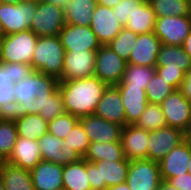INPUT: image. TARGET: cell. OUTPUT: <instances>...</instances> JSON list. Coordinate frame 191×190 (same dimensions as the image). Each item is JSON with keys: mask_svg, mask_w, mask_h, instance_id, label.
I'll use <instances>...</instances> for the list:
<instances>
[{"mask_svg": "<svg viewBox=\"0 0 191 190\" xmlns=\"http://www.w3.org/2000/svg\"><path fill=\"white\" fill-rule=\"evenodd\" d=\"M156 72L155 67L127 64L125 73L117 85H130V87L146 89Z\"/></svg>", "mask_w": 191, "mask_h": 190, "instance_id": "836d02e7", "label": "cell"}, {"mask_svg": "<svg viewBox=\"0 0 191 190\" xmlns=\"http://www.w3.org/2000/svg\"><path fill=\"white\" fill-rule=\"evenodd\" d=\"M25 0H0L1 3H5V4H19L21 2H23Z\"/></svg>", "mask_w": 191, "mask_h": 190, "instance_id": "816d5d0a", "label": "cell"}, {"mask_svg": "<svg viewBox=\"0 0 191 190\" xmlns=\"http://www.w3.org/2000/svg\"><path fill=\"white\" fill-rule=\"evenodd\" d=\"M172 186L179 190H191V174H183L167 180Z\"/></svg>", "mask_w": 191, "mask_h": 190, "instance_id": "7bdbcfd3", "label": "cell"}, {"mask_svg": "<svg viewBox=\"0 0 191 190\" xmlns=\"http://www.w3.org/2000/svg\"><path fill=\"white\" fill-rule=\"evenodd\" d=\"M18 132L10 115H0V161H6L11 155Z\"/></svg>", "mask_w": 191, "mask_h": 190, "instance_id": "d6a6232c", "label": "cell"}, {"mask_svg": "<svg viewBox=\"0 0 191 190\" xmlns=\"http://www.w3.org/2000/svg\"><path fill=\"white\" fill-rule=\"evenodd\" d=\"M156 73L162 78L168 81L175 89H179V86L184 78L183 70L166 69V67H155Z\"/></svg>", "mask_w": 191, "mask_h": 190, "instance_id": "b9f144b4", "label": "cell"}, {"mask_svg": "<svg viewBox=\"0 0 191 190\" xmlns=\"http://www.w3.org/2000/svg\"><path fill=\"white\" fill-rule=\"evenodd\" d=\"M89 144L90 140L78 122L64 139L62 148L74 159H81L84 157Z\"/></svg>", "mask_w": 191, "mask_h": 190, "instance_id": "e575fe53", "label": "cell"}, {"mask_svg": "<svg viewBox=\"0 0 191 190\" xmlns=\"http://www.w3.org/2000/svg\"><path fill=\"white\" fill-rule=\"evenodd\" d=\"M191 32V15L156 17L154 34L162 44L182 46Z\"/></svg>", "mask_w": 191, "mask_h": 190, "instance_id": "8fae6325", "label": "cell"}, {"mask_svg": "<svg viewBox=\"0 0 191 190\" xmlns=\"http://www.w3.org/2000/svg\"><path fill=\"white\" fill-rule=\"evenodd\" d=\"M130 161H86V173L92 190L107 188L126 182Z\"/></svg>", "mask_w": 191, "mask_h": 190, "instance_id": "5b68a950", "label": "cell"}, {"mask_svg": "<svg viewBox=\"0 0 191 190\" xmlns=\"http://www.w3.org/2000/svg\"><path fill=\"white\" fill-rule=\"evenodd\" d=\"M182 48L184 49L185 53L191 58V32L183 42Z\"/></svg>", "mask_w": 191, "mask_h": 190, "instance_id": "f6af8a7d", "label": "cell"}, {"mask_svg": "<svg viewBox=\"0 0 191 190\" xmlns=\"http://www.w3.org/2000/svg\"><path fill=\"white\" fill-rule=\"evenodd\" d=\"M178 90L191 102V68L187 72H184V78Z\"/></svg>", "mask_w": 191, "mask_h": 190, "instance_id": "ee69618b", "label": "cell"}, {"mask_svg": "<svg viewBox=\"0 0 191 190\" xmlns=\"http://www.w3.org/2000/svg\"><path fill=\"white\" fill-rule=\"evenodd\" d=\"M59 80L51 75L33 71L13 84L15 109L13 114H39L51 121L65 113Z\"/></svg>", "mask_w": 191, "mask_h": 190, "instance_id": "6da1fadb", "label": "cell"}, {"mask_svg": "<svg viewBox=\"0 0 191 190\" xmlns=\"http://www.w3.org/2000/svg\"><path fill=\"white\" fill-rule=\"evenodd\" d=\"M156 15L149 2H138L125 28L137 34L154 32Z\"/></svg>", "mask_w": 191, "mask_h": 190, "instance_id": "1f68e13d", "label": "cell"}, {"mask_svg": "<svg viewBox=\"0 0 191 190\" xmlns=\"http://www.w3.org/2000/svg\"><path fill=\"white\" fill-rule=\"evenodd\" d=\"M137 0H121L115 7L112 8L113 13L117 16L118 23L125 27L128 19L135 10V4L138 3Z\"/></svg>", "mask_w": 191, "mask_h": 190, "instance_id": "60d3db41", "label": "cell"}, {"mask_svg": "<svg viewBox=\"0 0 191 190\" xmlns=\"http://www.w3.org/2000/svg\"><path fill=\"white\" fill-rule=\"evenodd\" d=\"M138 34L123 27L119 34L107 44L119 57L128 62Z\"/></svg>", "mask_w": 191, "mask_h": 190, "instance_id": "74e56055", "label": "cell"}, {"mask_svg": "<svg viewBox=\"0 0 191 190\" xmlns=\"http://www.w3.org/2000/svg\"><path fill=\"white\" fill-rule=\"evenodd\" d=\"M134 125L148 132L166 127L167 123L161 105L148 103Z\"/></svg>", "mask_w": 191, "mask_h": 190, "instance_id": "8d00e7d4", "label": "cell"}, {"mask_svg": "<svg viewBox=\"0 0 191 190\" xmlns=\"http://www.w3.org/2000/svg\"><path fill=\"white\" fill-rule=\"evenodd\" d=\"M188 173L191 174V155H190V159L188 162Z\"/></svg>", "mask_w": 191, "mask_h": 190, "instance_id": "db71d44e", "label": "cell"}, {"mask_svg": "<svg viewBox=\"0 0 191 190\" xmlns=\"http://www.w3.org/2000/svg\"><path fill=\"white\" fill-rule=\"evenodd\" d=\"M115 87L119 90L125 107L126 125H134L148 105L146 92L143 88L130 87V85Z\"/></svg>", "mask_w": 191, "mask_h": 190, "instance_id": "cb8c5ba5", "label": "cell"}, {"mask_svg": "<svg viewBox=\"0 0 191 190\" xmlns=\"http://www.w3.org/2000/svg\"><path fill=\"white\" fill-rule=\"evenodd\" d=\"M63 144V139H59L48 132L44 134L38 140L42 160L57 163L61 166L71 163L74 158L62 148Z\"/></svg>", "mask_w": 191, "mask_h": 190, "instance_id": "4316f807", "label": "cell"}, {"mask_svg": "<svg viewBox=\"0 0 191 190\" xmlns=\"http://www.w3.org/2000/svg\"><path fill=\"white\" fill-rule=\"evenodd\" d=\"M41 160L38 141L18 136L13 151L5 162L31 171Z\"/></svg>", "mask_w": 191, "mask_h": 190, "instance_id": "603a6c76", "label": "cell"}, {"mask_svg": "<svg viewBox=\"0 0 191 190\" xmlns=\"http://www.w3.org/2000/svg\"><path fill=\"white\" fill-rule=\"evenodd\" d=\"M184 141L183 131L166 126L148 132L147 159L159 162L172 149Z\"/></svg>", "mask_w": 191, "mask_h": 190, "instance_id": "4fadbf2b", "label": "cell"}, {"mask_svg": "<svg viewBox=\"0 0 191 190\" xmlns=\"http://www.w3.org/2000/svg\"><path fill=\"white\" fill-rule=\"evenodd\" d=\"M137 1H140V2H149V0H137Z\"/></svg>", "mask_w": 191, "mask_h": 190, "instance_id": "9f6ffc18", "label": "cell"}, {"mask_svg": "<svg viewBox=\"0 0 191 190\" xmlns=\"http://www.w3.org/2000/svg\"><path fill=\"white\" fill-rule=\"evenodd\" d=\"M161 181L158 162L149 159L130 161L126 183L131 190H157Z\"/></svg>", "mask_w": 191, "mask_h": 190, "instance_id": "9c48e42d", "label": "cell"}, {"mask_svg": "<svg viewBox=\"0 0 191 190\" xmlns=\"http://www.w3.org/2000/svg\"><path fill=\"white\" fill-rule=\"evenodd\" d=\"M0 190H5V188H4V186H3L2 182H1V180H0Z\"/></svg>", "mask_w": 191, "mask_h": 190, "instance_id": "11a10c76", "label": "cell"}, {"mask_svg": "<svg viewBox=\"0 0 191 190\" xmlns=\"http://www.w3.org/2000/svg\"><path fill=\"white\" fill-rule=\"evenodd\" d=\"M43 1L52 3V4L56 5V6H59V7L64 9L69 0H43Z\"/></svg>", "mask_w": 191, "mask_h": 190, "instance_id": "681fc988", "label": "cell"}, {"mask_svg": "<svg viewBox=\"0 0 191 190\" xmlns=\"http://www.w3.org/2000/svg\"><path fill=\"white\" fill-rule=\"evenodd\" d=\"M90 142H114L120 141L123 126L93 115L79 118Z\"/></svg>", "mask_w": 191, "mask_h": 190, "instance_id": "2e32d148", "label": "cell"}, {"mask_svg": "<svg viewBox=\"0 0 191 190\" xmlns=\"http://www.w3.org/2000/svg\"><path fill=\"white\" fill-rule=\"evenodd\" d=\"M106 190H131V189L128 187L127 183L124 182L119 185L107 188Z\"/></svg>", "mask_w": 191, "mask_h": 190, "instance_id": "f907efd6", "label": "cell"}, {"mask_svg": "<svg viewBox=\"0 0 191 190\" xmlns=\"http://www.w3.org/2000/svg\"><path fill=\"white\" fill-rule=\"evenodd\" d=\"M184 141L191 146V123L183 131Z\"/></svg>", "mask_w": 191, "mask_h": 190, "instance_id": "c3c4849f", "label": "cell"}, {"mask_svg": "<svg viewBox=\"0 0 191 190\" xmlns=\"http://www.w3.org/2000/svg\"><path fill=\"white\" fill-rule=\"evenodd\" d=\"M36 5L37 0H25L16 5L0 2V20L6 35L29 30Z\"/></svg>", "mask_w": 191, "mask_h": 190, "instance_id": "52a82bcc", "label": "cell"}, {"mask_svg": "<svg viewBox=\"0 0 191 190\" xmlns=\"http://www.w3.org/2000/svg\"><path fill=\"white\" fill-rule=\"evenodd\" d=\"M108 85L96 76L59 81L66 113L82 118L93 115Z\"/></svg>", "mask_w": 191, "mask_h": 190, "instance_id": "7a4b0ae2", "label": "cell"}, {"mask_svg": "<svg viewBox=\"0 0 191 190\" xmlns=\"http://www.w3.org/2000/svg\"><path fill=\"white\" fill-rule=\"evenodd\" d=\"M156 17L191 15L187 0H149Z\"/></svg>", "mask_w": 191, "mask_h": 190, "instance_id": "d590c367", "label": "cell"}, {"mask_svg": "<svg viewBox=\"0 0 191 190\" xmlns=\"http://www.w3.org/2000/svg\"><path fill=\"white\" fill-rule=\"evenodd\" d=\"M94 115L123 127L126 125L125 107L120 92L115 86H108L104 91Z\"/></svg>", "mask_w": 191, "mask_h": 190, "instance_id": "ffe728a7", "label": "cell"}, {"mask_svg": "<svg viewBox=\"0 0 191 190\" xmlns=\"http://www.w3.org/2000/svg\"><path fill=\"white\" fill-rule=\"evenodd\" d=\"M97 50L66 51L59 81L82 79L94 75Z\"/></svg>", "mask_w": 191, "mask_h": 190, "instance_id": "7c38bea8", "label": "cell"}, {"mask_svg": "<svg viewBox=\"0 0 191 190\" xmlns=\"http://www.w3.org/2000/svg\"><path fill=\"white\" fill-rule=\"evenodd\" d=\"M32 72V66L28 64L0 62V115L14 113L13 84L22 81Z\"/></svg>", "mask_w": 191, "mask_h": 190, "instance_id": "8992f818", "label": "cell"}, {"mask_svg": "<svg viewBox=\"0 0 191 190\" xmlns=\"http://www.w3.org/2000/svg\"><path fill=\"white\" fill-rule=\"evenodd\" d=\"M156 67L187 72L191 68V58L185 53L182 46L162 44L157 55Z\"/></svg>", "mask_w": 191, "mask_h": 190, "instance_id": "f546056e", "label": "cell"}, {"mask_svg": "<svg viewBox=\"0 0 191 190\" xmlns=\"http://www.w3.org/2000/svg\"><path fill=\"white\" fill-rule=\"evenodd\" d=\"M190 155L191 146L185 141L172 149L158 162L162 180L187 174Z\"/></svg>", "mask_w": 191, "mask_h": 190, "instance_id": "44dd1931", "label": "cell"}, {"mask_svg": "<svg viewBox=\"0 0 191 190\" xmlns=\"http://www.w3.org/2000/svg\"><path fill=\"white\" fill-rule=\"evenodd\" d=\"M157 190H179L172 186L167 180H162Z\"/></svg>", "mask_w": 191, "mask_h": 190, "instance_id": "7dc6e473", "label": "cell"}, {"mask_svg": "<svg viewBox=\"0 0 191 190\" xmlns=\"http://www.w3.org/2000/svg\"><path fill=\"white\" fill-rule=\"evenodd\" d=\"M121 0H97L99 5L106 6L109 8L115 7Z\"/></svg>", "mask_w": 191, "mask_h": 190, "instance_id": "bcb514c9", "label": "cell"}, {"mask_svg": "<svg viewBox=\"0 0 191 190\" xmlns=\"http://www.w3.org/2000/svg\"><path fill=\"white\" fill-rule=\"evenodd\" d=\"M78 122V117L65 112L53 120L48 121V133L64 140Z\"/></svg>", "mask_w": 191, "mask_h": 190, "instance_id": "ab89813d", "label": "cell"}, {"mask_svg": "<svg viewBox=\"0 0 191 190\" xmlns=\"http://www.w3.org/2000/svg\"><path fill=\"white\" fill-rule=\"evenodd\" d=\"M90 28L101 45L110 43L123 28L117 21L112 8L97 5L93 11Z\"/></svg>", "mask_w": 191, "mask_h": 190, "instance_id": "e0dca14e", "label": "cell"}, {"mask_svg": "<svg viewBox=\"0 0 191 190\" xmlns=\"http://www.w3.org/2000/svg\"><path fill=\"white\" fill-rule=\"evenodd\" d=\"M58 36L65 51L98 50L101 47L90 26L65 23Z\"/></svg>", "mask_w": 191, "mask_h": 190, "instance_id": "9a60e30c", "label": "cell"}, {"mask_svg": "<svg viewBox=\"0 0 191 190\" xmlns=\"http://www.w3.org/2000/svg\"><path fill=\"white\" fill-rule=\"evenodd\" d=\"M18 136L39 140L48 132V121L39 114H11Z\"/></svg>", "mask_w": 191, "mask_h": 190, "instance_id": "d4e9b609", "label": "cell"}, {"mask_svg": "<svg viewBox=\"0 0 191 190\" xmlns=\"http://www.w3.org/2000/svg\"><path fill=\"white\" fill-rule=\"evenodd\" d=\"M187 2L189 3V5L191 6V0H187Z\"/></svg>", "mask_w": 191, "mask_h": 190, "instance_id": "6f0895ef", "label": "cell"}, {"mask_svg": "<svg viewBox=\"0 0 191 190\" xmlns=\"http://www.w3.org/2000/svg\"><path fill=\"white\" fill-rule=\"evenodd\" d=\"M65 23L63 8L43 0H37L30 30L38 37L58 36Z\"/></svg>", "mask_w": 191, "mask_h": 190, "instance_id": "ba28073f", "label": "cell"}, {"mask_svg": "<svg viewBox=\"0 0 191 190\" xmlns=\"http://www.w3.org/2000/svg\"><path fill=\"white\" fill-rule=\"evenodd\" d=\"M88 162L98 161H129L124 157L120 141L114 142H90L83 157Z\"/></svg>", "mask_w": 191, "mask_h": 190, "instance_id": "4dcf8cb0", "label": "cell"}, {"mask_svg": "<svg viewBox=\"0 0 191 190\" xmlns=\"http://www.w3.org/2000/svg\"><path fill=\"white\" fill-rule=\"evenodd\" d=\"M161 46L162 42L154 32L138 34L127 64L156 67Z\"/></svg>", "mask_w": 191, "mask_h": 190, "instance_id": "ac0fdd59", "label": "cell"}, {"mask_svg": "<svg viewBox=\"0 0 191 190\" xmlns=\"http://www.w3.org/2000/svg\"><path fill=\"white\" fill-rule=\"evenodd\" d=\"M174 90L175 88L168 81L155 72L152 80L146 86L145 92L148 103L160 105Z\"/></svg>", "mask_w": 191, "mask_h": 190, "instance_id": "f35d334b", "label": "cell"}, {"mask_svg": "<svg viewBox=\"0 0 191 190\" xmlns=\"http://www.w3.org/2000/svg\"><path fill=\"white\" fill-rule=\"evenodd\" d=\"M127 62L119 57L107 45H101L97 50L94 76L108 86H116L125 73Z\"/></svg>", "mask_w": 191, "mask_h": 190, "instance_id": "30bf717a", "label": "cell"}, {"mask_svg": "<svg viewBox=\"0 0 191 190\" xmlns=\"http://www.w3.org/2000/svg\"><path fill=\"white\" fill-rule=\"evenodd\" d=\"M0 180L5 190H34L31 172L5 161L0 163Z\"/></svg>", "mask_w": 191, "mask_h": 190, "instance_id": "484cf974", "label": "cell"}, {"mask_svg": "<svg viewBox=\"0 0 191 190\" xmlns=\"http://www.w3.org/2000/svg\"><path fill=\"white\" fill-rule=\"evenodd\" d=\"M6 36L5 30L3 28L2 22L0 20V40H2Z\"/></svg>", "mask_w": 191, "mask_h": 190, "instance_id": "f5cc1de1", "label": "cell"}, {"mask_svg": "<svg viewBox=\"0 0 191 190\" xmlns=\"http://www.w3.org/2000/svg\"><path fill=\"white\" fill-rule=\"evenodd\" d=\"M160 105L167 126L184 131L191 123V102L178 89L170 93Z\"/></svg>", "mask_w": 191, "mask_h": 190, "instance_id": "5bb4252c", "label": "cell"}, {"mask_svg": "<svg viewBox=\"0 0 191 190\" xmlns=\"http://www.w3.org/2000/svg\"><path fill=\"white\" fill-rule=\"evenodd\" d=\"M34 190H59L63 188V166L41 160L31 171Z\"/></svg>", "mask_w": 191, "mask_h": 190, "instance_id": "7402d4cb", "label": "cell"}, {"mask_svg": "<svg viewBox=\"0 0 191 190\" xmlns=\"http://www.w3.org/2000/svg\"><path fill=\"white\" fill-rule=\"evenodd\" d=\"M37 40L30 29L6 35L0 43V62L31 65Z\"/></svg>", "mask_w": 191, "mask_h": 190, "instance_id": "277c9868", "label": "cell"}, {"mask_svg": "<svg viewBox=\"0 0 191 190\" xmlns=\"http://www.w3.org/2000/svg\"><path fill=\"white\" fill-rule=\"evenodd\" d=\"M63 188L65 190H92L86 173V160L74 159L63 166Z\"/></svg>", "mask_w": 191, "mask_h": 190, "instance_id": "83f0119b", "label": "cell"}, {"mask_svg": "<svg viewBox=\"0 0 191 190\" xmlns=\"http://www.w3.org/2000/svg\"><path fill=\"white\" fill-rule=\"evenodd\" d=\"M65 53L59 36L38 37L31 62L33 71L59 79L62 76Z\"/></svg>", "mask_w": 191, "mask_h": 190, "instance_id": "3957f363", "label": "cell"}, {"mask_svg": "<svg viewBox=\"0 0 191 190\" xmlns=\"http://www.w3.org/2000/svg\"><path fill=\"white\" fill-rule=\"evenodd\" d=\"M97 0H69L64 8L65 22L78 26H90Z\"/></svg>", "mask_w": 191, "mask_h": 190, "instance_id": "f1b7e54d", "label": "cell"}, {"mask_svg": "<svg viewBox=\"0 0 191 190\" xmlns=\"http://www.w3.org/2000/svg\"><path fill=\"white\" fill-rule=\"evenodd\" d=\"M120 142L127 160L147 159L148 131L135 125H125Z\"/></svg>", "mask_w": 191, "mask_h": 190, "instance_id": "d6986e66", "label": "cell"}]
</instances>
